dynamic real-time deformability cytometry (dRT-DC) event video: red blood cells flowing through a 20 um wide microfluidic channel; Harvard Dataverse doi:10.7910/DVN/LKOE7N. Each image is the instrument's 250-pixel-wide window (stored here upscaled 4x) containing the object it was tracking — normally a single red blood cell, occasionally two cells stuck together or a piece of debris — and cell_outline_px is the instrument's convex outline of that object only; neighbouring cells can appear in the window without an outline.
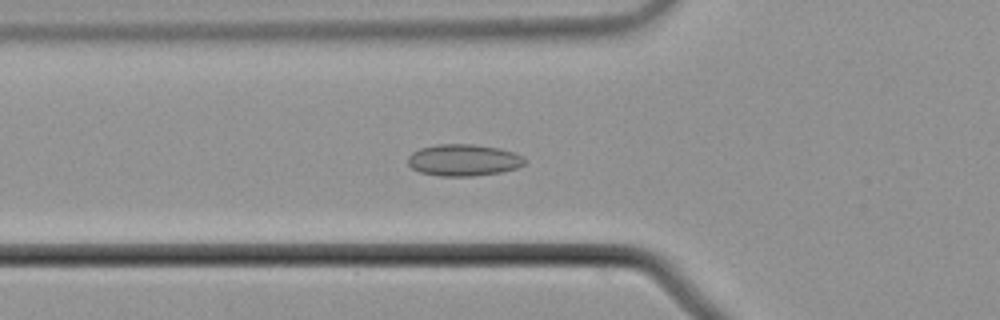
{"species": "common noctule bat (a hibernating species)", "species_latin": "Nyctalus noctula", "temperature_condition": "cold", "stored_images_in_passage": 57, "camera_frame_rate_fps": 3000, "um_per_image_px": 0.085, "animal": {"sex": "male", "body_mass_g": 21.5, "forearm_length_mm": 52.0}, "frame": {"image": 1, "passage_image": 20, "time_ms": 6.333, "image_size_px": [1000, 320], "cell_outline_px": [[524, 164], [516, 168], [500, 172], [472, 176], [440, 176], [420, 172], [412, 168], [408, 164], [408, 156], [412, 152], [420, 148], [440, 144], [472, 144], [500, 148], [524, 156]], "centroid_in_image_um": [39.38, 13.6], "position_along_channel_um": 86.4, "area_um2": 21.5}}
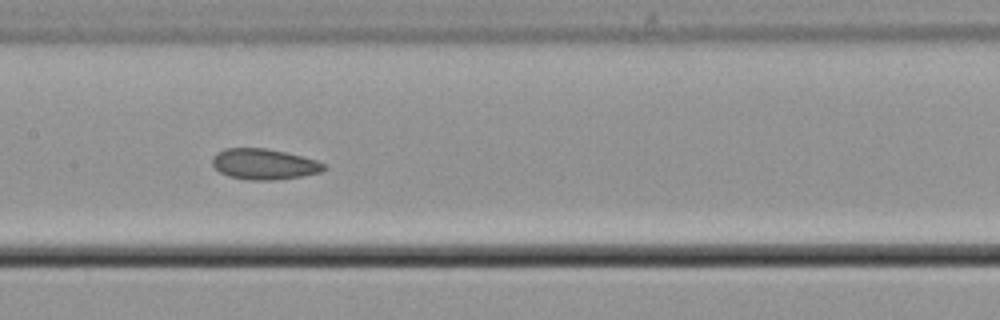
{"frame": {"image": 2, "passage_image": 28, "time_ms": 9.0, "image_size_px": [1000, 320], "cell_outline_px": [[328, 168], [320, 172], [304, 176], [276, 180], [248, 180], [228, 176], [220, 172], [212, 164], [212, 156], [216, 152], [224, 148], [264, 148], [284, 152], [316, 160], [324, 164]], "centroid_in_image_um": [22.43, 13.96], "position_along_channel_um": 185.0, "area_um2": 20.06}}
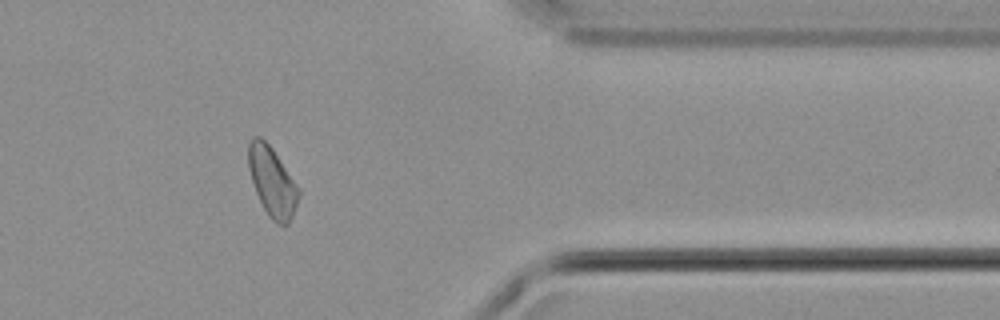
{"frame": {"image": 3, "passage_image": 46, "time_ms": 15.0, "image_size_px": [1000, 320], "cell_outline_px": [[300, 196], [292, 216], [288, 224], [276, 224], [268, 216], [256, 192], [248, 168], [248, 140], [252, 136], [260, 136], [272, 148], [300, 188]], "centroid_in_image_um": [23.14, 15.42], "position_along_channel_um": 388.3, "area_um2": 20.35}, "authors_computed_cell_mechanics": {"area_um2": 20.6924, "velocity_mm_per_s": 3.6921, "shape_relaxation_time_tau1_ms": null, "shape_relaxation_time_tau2_ms": 5.4202, "deformation_change_tau1": null, "deformation_change_tau2": 0.101}}